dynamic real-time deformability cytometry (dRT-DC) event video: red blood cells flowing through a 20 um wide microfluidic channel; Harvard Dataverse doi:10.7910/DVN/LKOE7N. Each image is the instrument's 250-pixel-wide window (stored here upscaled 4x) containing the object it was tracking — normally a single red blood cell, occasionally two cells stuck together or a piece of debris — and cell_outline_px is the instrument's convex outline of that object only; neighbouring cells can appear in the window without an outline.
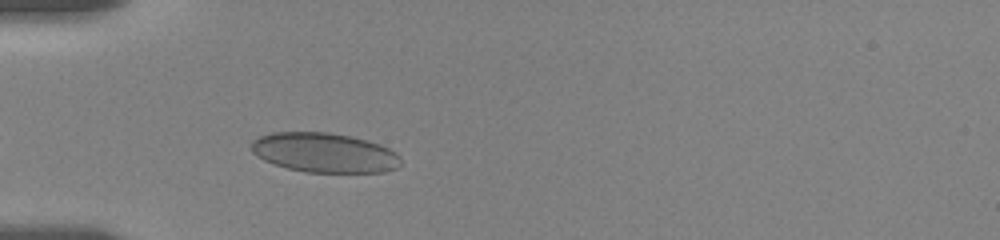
{"species": "human", "species_latin": "Homo sapiens", "temperature_condition": "room temperature", "stored_images_in_passage": 5, "camera_frame_rate_fps": 3000, "um_per_image_px": 0.085, "donor": {"sex": "female"}, "frame": {"image": 1, "passage_image": 5, "time_ms": 3.333, "image_size_px": [1000, 240], "cell_outline_px": [[400, 164], [396, 168], [384, 172], [304, 172], [288, 168], [264, 160], [256, 156], [252, 152], [252, 140], [260, 136], [272, 132], [328, 132], [352, 136], [368, 140], [380, 144], [396, 152], [400, 156]], "centroid_in_image_um": [27.58, 12.97], "position_along_channel_um": 57.4, "area_um2": 34.56}}